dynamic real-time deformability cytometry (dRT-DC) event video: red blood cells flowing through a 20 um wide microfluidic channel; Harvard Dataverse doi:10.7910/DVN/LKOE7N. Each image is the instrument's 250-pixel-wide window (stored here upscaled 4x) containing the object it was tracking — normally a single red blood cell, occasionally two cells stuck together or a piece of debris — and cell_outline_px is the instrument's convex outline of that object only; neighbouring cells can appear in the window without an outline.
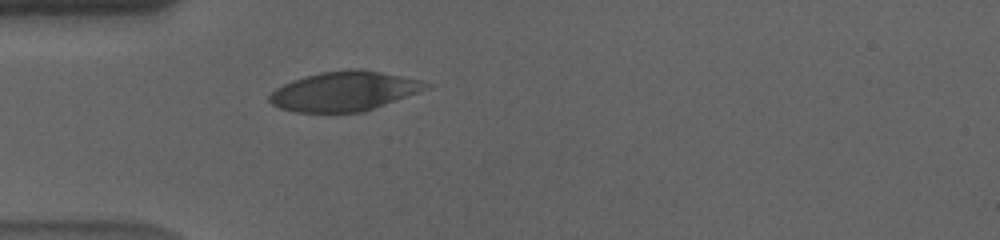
{"species": "human", "species_latin": "Homo sapiens", "temperature_condition": "cold", "stored_images_in_passage": 47, "camera_frame_rate_fps": 3000, "um_per_image_px": 0.085, "donor": {"sex": "male"}, "frame": {"image": 1, "passage_image": 7, "time_ms": 2.0, "image_size_px": [1000, 240], "cell_outline_px": [[432, 84], [428, 88], [420, 92], [364, 112], [296, 112], [280, 108], [272, 104], [268, 100], [268, 96], [276, 88], [292, 80], [304, 76], [320, 72], [348, 68], [360, 68], [420, 80]], "centroid_in_image_um": [29.26, 7.75], "position_along_channel_um": 55.7, "area_um2": 36.18}}
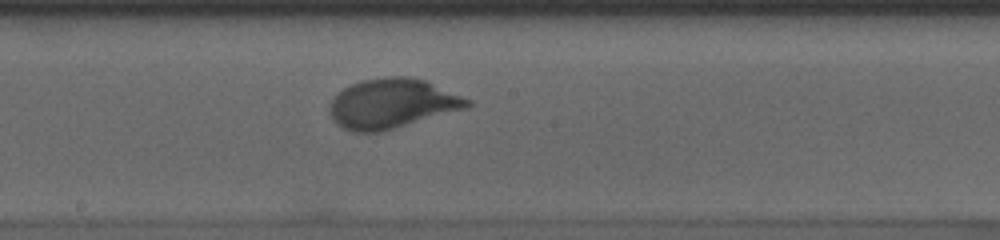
{"frame": {"image": 2, "passage_image": 21, "time_ms": 6.667, "image_size_px": [1000, 240], "cell_outline_px": [[472, 104], [464, 108], [380, 132], [352, 132], [336, 124], [332, 120], [328, 108], [332, 96], [336, 92], [360, 80], [384, 76], [412, 76], [424, 80], [472, 100]], "centroid_in_image_um": [33.25, 8.78], "position_along_channel_um": 215.0, "area_um2": 39.82}}
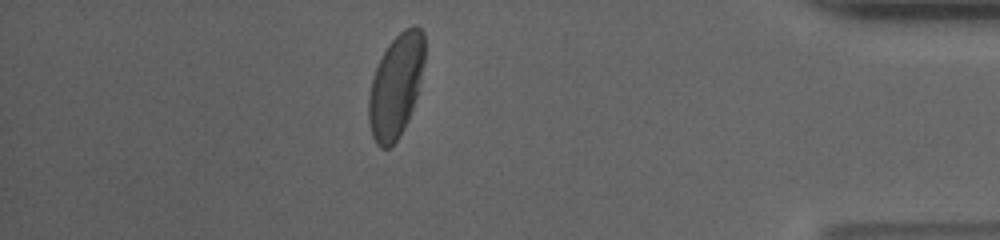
{"frame": {"image": 3, "passage_image": 40, "time_ms": 13.0, "image_size_px": [1000, 240], "cell_outline_px": [[424, 60], [420, 80], [416, 96], [408, 120], [400, 136], [388, 148], [380, 148], [376, 144], [372, 136], [368, 120], [368, 96], [372, 80], [376, 68], [388, 44], [404, 28], [412, 24], [416, 24], [424, 32]], "centroid_in_image_um": [33.64, 7.29], "position_along_channel_um": 401.6, "area_um2": 33.52}, "authors_computed_cell_mechanics": {"area_um2": 37.9746, "velocity_mm_per_s": 3.5529, "shape_relaxation_time_tau1_ms": 3.3081, "shape_relaxation_time_tau2_ms": null, "deformation_change_tau1": 0.1538, "deformation_change_tau2": null}}